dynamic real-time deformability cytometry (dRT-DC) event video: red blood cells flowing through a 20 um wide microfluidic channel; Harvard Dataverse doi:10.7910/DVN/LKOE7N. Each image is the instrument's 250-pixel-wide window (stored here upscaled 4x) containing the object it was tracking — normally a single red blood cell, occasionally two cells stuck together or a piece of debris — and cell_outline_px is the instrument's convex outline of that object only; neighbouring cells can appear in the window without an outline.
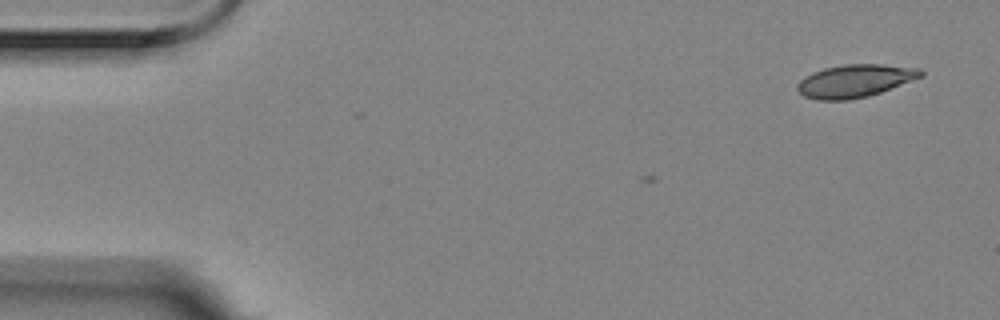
{"species": "Egyptian fruit bat (a non-hibernating species)", "species_latin": "Rousettus aegyptiacus", "temperature_condition": "room temperature", "stored_images_in_passage": 2, "camera_frame_rate_fps": 3000, "um_per_image_px": 0.085, "animal": {"sex": "female"}, "frame": {"image": 1, "passage_image": 2, "time_ms": 0.333, "image_size_px": [1000, 320], "cell_outline_px": [[924, 76], [880, 92], [868, 96], [848, 100], [816, 100], [804, 96], [796, 88], [796, 84], [804, 76], [812, 72], [824, 68], [844, 64], [880, 64], [920, 68], [924, 72]], "centroid_in_image_um": [72.65, 6.87], "position_along_channel_um": 12.3, "area_um2": 23.7}}